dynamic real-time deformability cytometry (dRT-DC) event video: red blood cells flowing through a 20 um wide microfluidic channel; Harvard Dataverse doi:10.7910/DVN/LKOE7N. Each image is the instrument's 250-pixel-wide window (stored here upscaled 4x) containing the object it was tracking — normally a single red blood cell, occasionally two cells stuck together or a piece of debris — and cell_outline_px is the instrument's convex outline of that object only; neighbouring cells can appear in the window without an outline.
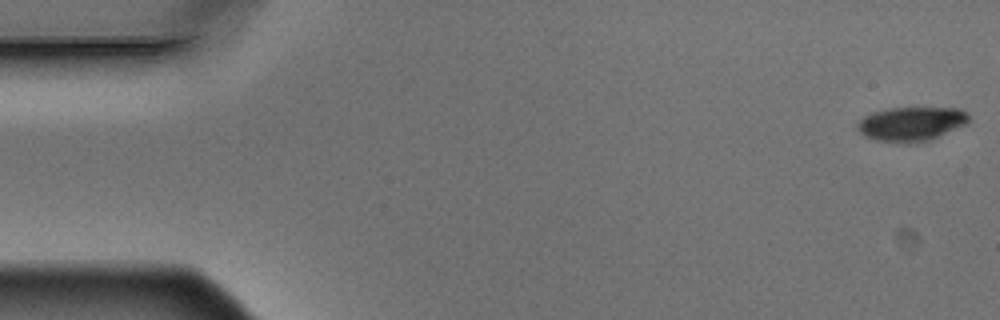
{"species": "Egyptian fruit bat (a non-hibernating species)", "species_latin": "Rousettus aegyptiacus", "temperature_condition": "warm", "stored_images_in_passage": 6, "segment_of_instrument_passage": [1, 2], "camera_frame_rate_fps": 3000, "um_per_image_px": 0.085, "animal": {"sex": "male"}, "frame": {"image": 1, "passage_image": 1, "time_ms": 0.0, "image_size_px": [1000, 320], "cell_outline_px": [[968, 120], [964, 124], [932, 140], [908, 144], [904, 144], [876, 140], [864, 136], [860, 132], [856, 124], [864, 116], [872, 112], [888, 108], [960, 108], [968, 116]], "centroid_in_image_um": [77.41, 10.55], "position_along_channel_um": 7.6, "area_um2": 22.2}}